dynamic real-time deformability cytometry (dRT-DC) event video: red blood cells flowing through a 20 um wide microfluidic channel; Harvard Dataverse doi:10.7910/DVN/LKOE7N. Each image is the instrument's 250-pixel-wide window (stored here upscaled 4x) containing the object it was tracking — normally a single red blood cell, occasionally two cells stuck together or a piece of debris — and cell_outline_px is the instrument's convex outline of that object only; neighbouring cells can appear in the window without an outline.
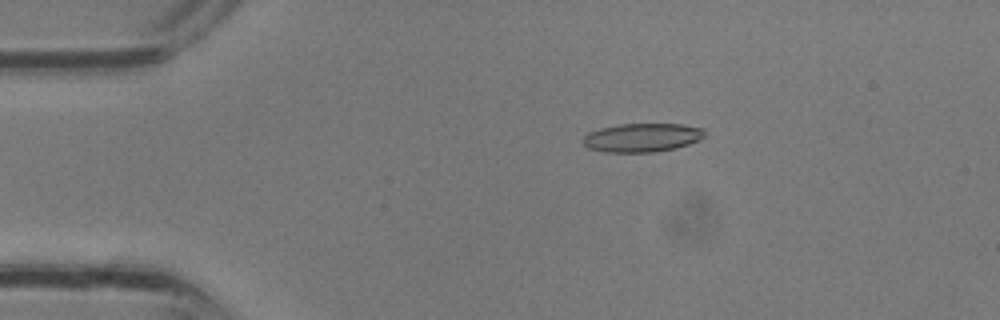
{"species": "common noctule bat (a hibernating species)", "species_latin": "Nyctalus noctula", "temperature_condition": "room temperature", "stored_images_in_passage": 34, "camera_frame_rate_fps": 3000, "um_per_image_px": 0.085, "animal": {"sex": "male", "body_mass_g": 13.3}, "frame": {"image": 1, "passage_image": 7, "time_ms": 2.0, "image_size_px": [1000, 320], "cell_outline_px": [[704, 136], [700, 140], [676, 148], [656, 152], [604, 152], [588, 148], [580, 140], [588, 132], [600, 128], [620, 124], [684, 124], [704, 128]], "centroid_in_image_um": [54.57, 11.69], "position_along_channel_um": 30.4, "area_um2": 20.52}}
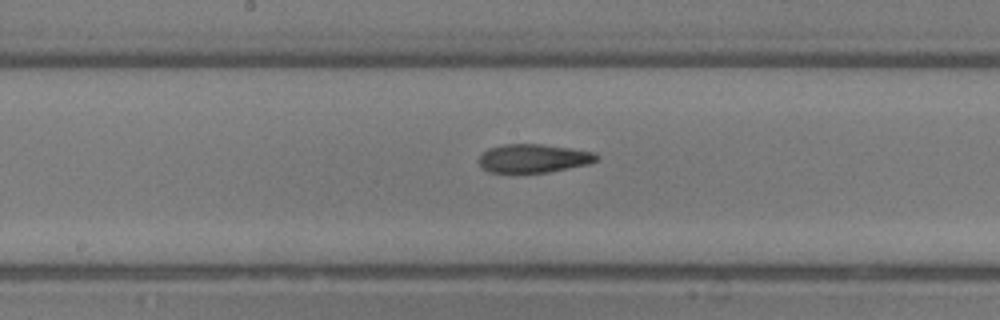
{"frame": {"image": 2, "passage_image": 18, "time_ms": 5.667, "image_size_px": [1000, 320], "cell_outline_px": [[600, 156], [596, 160], [588, 164], [548, 172], [516, 176], [488, 172], [480, 164], [480, 156], [488, 148], [504, 144], [540, 144], [568, 148], [592, 152]], "centroid_in_image_um": [45.28, 13.51], "position_along_channel_um": 202.9, "area_um2": 20.06}}
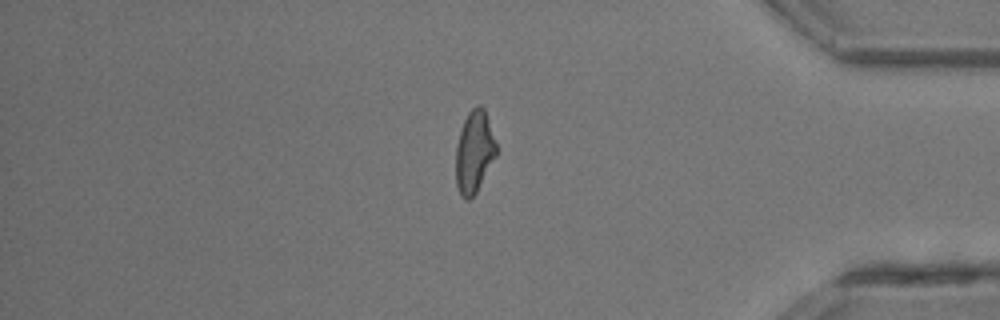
{"frame": {"image": 3, "passage_image": 29, "time_ms": 9.333, "image_size_px": [1000, 320], "cell_outline_px": [[496, 156], [476, 192], [468, 200], [464, 200], [456, 184], [456, 144], [460, 128], [468, 112], [476, 104], [480, 104], [484, 108], [496, 144]], "centroid_in_image_um": [40.29, 12.88], "position_along_channel_um": 394.9, "area_um2": 19.25}}